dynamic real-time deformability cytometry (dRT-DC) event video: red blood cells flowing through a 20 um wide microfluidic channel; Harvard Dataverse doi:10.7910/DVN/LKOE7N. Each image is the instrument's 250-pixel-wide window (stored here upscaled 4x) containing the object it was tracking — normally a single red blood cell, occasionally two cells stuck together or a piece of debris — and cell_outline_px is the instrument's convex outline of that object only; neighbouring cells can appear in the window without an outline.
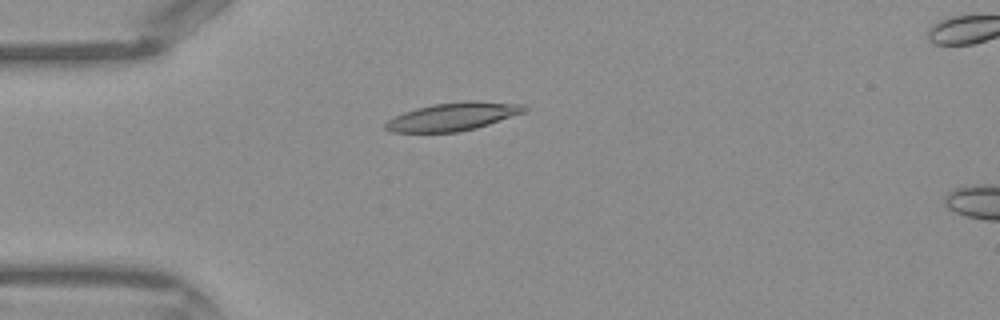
{"species": "Egyptian fruit bat (a non-hibernating species)", "species_latin": "Rousettus aegyptiacus", "temperature_condition": "warm", "stored_images_in_passage": 40, "camera_frame_rate_fps": 3000, "um_per_image_px": 0.085, "frame": {"image": 1, "passage_image": 8, "time_ms": 2.333, "image_size_px": [1000, 320], "cell_outline_px": [[528, 108], [524, 112], [476, 128], [460, 132], [392, 132], [384, 128], [384, 124], [388, 120], [404, 112], [416, 108], [432, 104], [468, 100], [476, 100], [524, 104]], "centroid_in_image_um": [38.51, 9.9], "position_along_channel_um": 46.5, "area_um2": 22.72}}
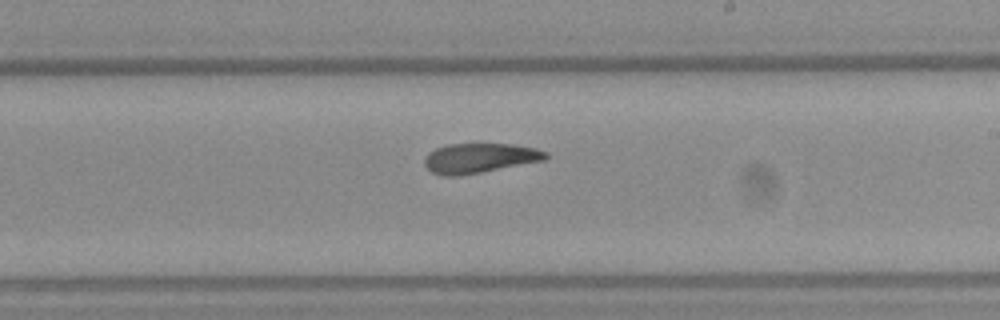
{"frame": {"image": 2, "passage_image": 22, "time_ms": 7.0, "image_size_px": [1000, 320], "cell_outline_px": [[548, 156], [544, 160], [460, 176], [444, 176], [432, 172], [424, 164], [424, 160], [428, 152], [436, 148], [448, 144], [512, 144], [536, 148], [548, 152]], "centroid_in_image_um": [40.75, 13.43], "position_along_channel_um": 248.2, "area_um2": 20.92}}
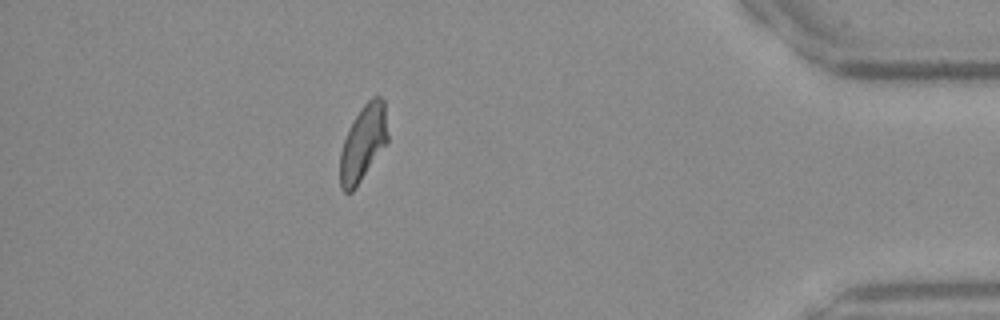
{"frame": {"image": 3, "passage_image": 35, "time_ms": 11.333, "image_size_px": [1000, 320], "cell_outline_px": [[388, 144], [352, 192], [344, 192], [340, 188], [340, 152], [344, 140], [360, 108], [372, 96], [380, 96], [384, 100], [388, 136]], "centroid_in_image_um": [30.89, 12.17], "position_along_channel_um": 404.3, "area_um2": 21.1}}